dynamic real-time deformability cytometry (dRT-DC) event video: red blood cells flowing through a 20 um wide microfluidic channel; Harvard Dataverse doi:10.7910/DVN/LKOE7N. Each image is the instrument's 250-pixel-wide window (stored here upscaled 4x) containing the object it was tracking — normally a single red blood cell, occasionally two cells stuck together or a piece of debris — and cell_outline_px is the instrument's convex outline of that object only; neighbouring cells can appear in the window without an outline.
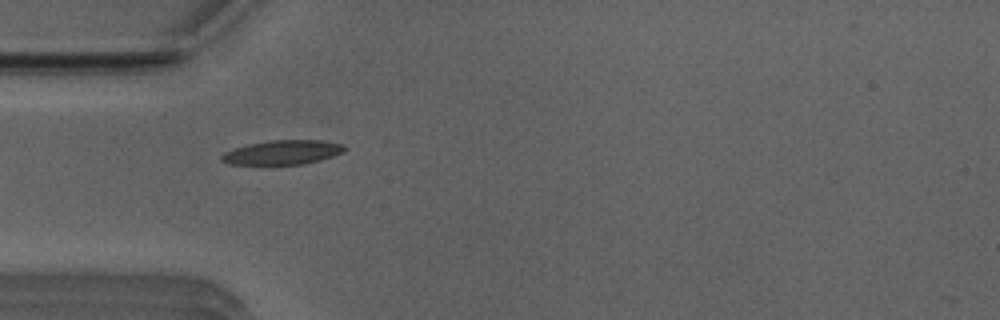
{"species": "Egyptian fruit bat (a non-hibernating species)", "species_latin": "Rousettus aegyptiacus", "temperature_condition": "room temperature", "stored_images_in_passage": 10, "camera_frame_rate_fps": 3000, "um_per_image_px": 0.085, "animal": {"sex": "male"}, "frame": {"image": 1, "passage_image": 2, "time_ms": 0.333, "image_size_px": [1000, 320], "cell_outline_px": [[344, 152], [320, 160], [304, 164], [228, 164], [220, 160], [220, 156], [224, 152], [248, 144], [272, 140], [320, 140], [344, 144]], "centroid_in_image_um": [24.01, 12.95], "position_along_channel_um": 61.0, "area_um2": 17.28}}